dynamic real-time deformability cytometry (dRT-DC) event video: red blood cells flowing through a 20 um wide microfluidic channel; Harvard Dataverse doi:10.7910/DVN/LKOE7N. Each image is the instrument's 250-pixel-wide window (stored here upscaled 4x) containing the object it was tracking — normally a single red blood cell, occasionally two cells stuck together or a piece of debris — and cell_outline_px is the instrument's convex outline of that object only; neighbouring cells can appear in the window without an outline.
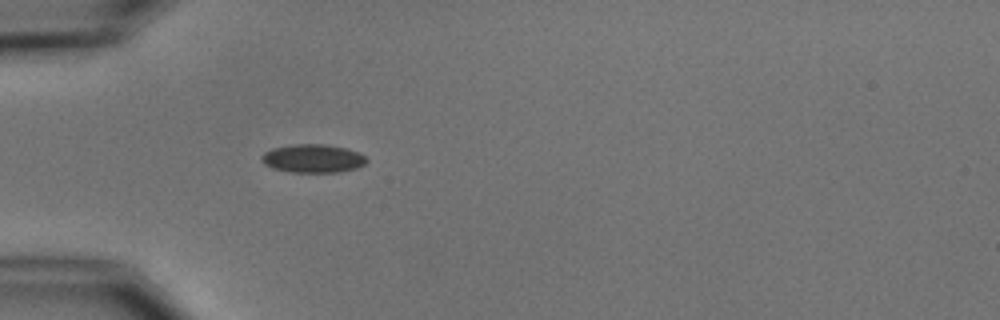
{"species": "common noctule bat (a hibernating species)", "species_latin": "Nyctalus noctula", "temperature_condition": "cold", "stored_images_in_passage": 4, "camera_frame_rate_fps": 3000, "um_per_image_px": 0.085, "animal": {"sex": "male", "body_mass_g": 15.6}, "frame": {"image": 1, "passage_image": 4, "time_ms": 3.333, "image_size_px": [1000, 320], "cell_outline_px": [[368, 160], [364, 164], [356, 168], [336, 172], [292, 172], [272, 168], [264, 164], [260, 160], [260, 156], [264, 152], [272, 148], [292, 144], [324, 144], [344, 148], [360, 152]], "centroid_in_image_um": [26.56, 13.46], "position_along_channel_um": 58.4, "area_um2": 17.4}}